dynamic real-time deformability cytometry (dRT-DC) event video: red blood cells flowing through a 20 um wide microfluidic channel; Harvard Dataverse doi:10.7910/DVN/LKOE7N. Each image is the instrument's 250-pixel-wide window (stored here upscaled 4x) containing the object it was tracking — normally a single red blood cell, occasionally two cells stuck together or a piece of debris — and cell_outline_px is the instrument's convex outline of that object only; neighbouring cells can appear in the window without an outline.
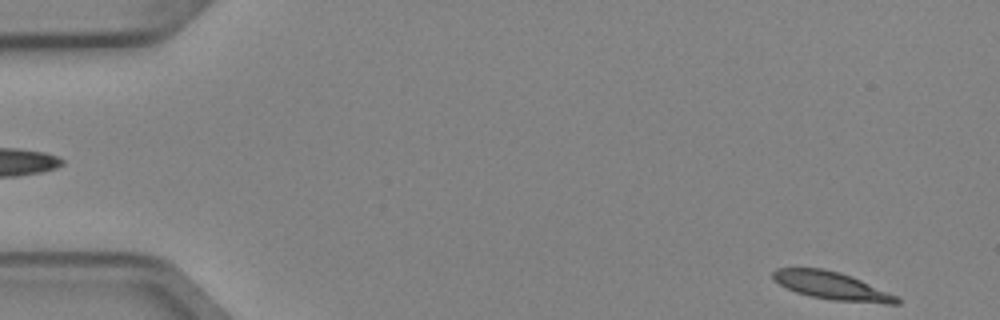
{"species": "Egyptian fruit bat (a non-hibernating species)", "species_latin": "Rousettus aegyptiacus", "temperature_condition": "cold", "stored_images_in_passage": 5, "segment_of_instrument_passage": [2, 2], "camera_frame_rate_fps": 3000, "um_per_image_px": 0.085, "animal": {"sex": "female"}, "frame": {"image": 1, "passage_image": 5, "time_ms": 1.333, "image_size_px": [1000, 320], "cell_outline_px": [[900, 304], [884, 304], [832, 300], [812, 296], [796, 292], [780, 284], [772, 276], [772, 272], [776, 268], [824, 268], [840, 272], [852, 276], [896, 296], [900, 300]], "centroid_in_image_um": [70.71, 24.29], "position_along_channel_um": 14.3, "area_um2": 19.88}}